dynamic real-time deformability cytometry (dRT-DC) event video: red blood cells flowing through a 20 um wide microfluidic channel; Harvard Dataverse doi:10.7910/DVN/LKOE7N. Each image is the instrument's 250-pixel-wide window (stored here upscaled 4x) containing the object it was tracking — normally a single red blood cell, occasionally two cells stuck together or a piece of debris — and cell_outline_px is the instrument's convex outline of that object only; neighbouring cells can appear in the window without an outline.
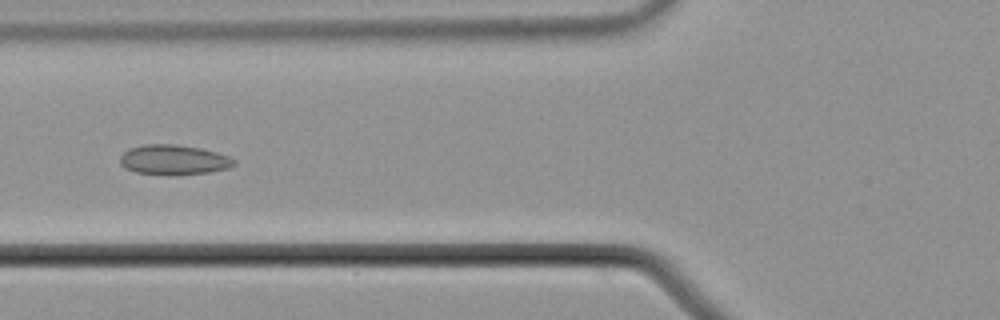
{"species": "common noctule bat (a hibernating species)", "species_latin": "Nyctalus noctula", "temperature_condition": "cold", "stored_images_in_passage": 3, "camera_frame_rate_fps": 3000, "um_per_image_px": 0.085, "animal": {"sex": "male", "body_mass_g": 21.5, "forearm_length_mm": 52.0}, "frame": {"image": 1, "passage_image": 3, "time_ms": 0.667, "image_size_px": [1000, 320], "cell_outline_px": [[236, 164], [228, 168], [208, 172], [176, 176], [168, 176], [136, 172], [124, 168], [120, 164], [120, 156], [128, 148], [144, 144], [176, 144], [200, 148], [216, 152], [228, 156], [236, 160]], "centroid_in_image_um": [14.74, 13.59], "position_along_channel_um": 111.1, "area_um2": 20.23}}